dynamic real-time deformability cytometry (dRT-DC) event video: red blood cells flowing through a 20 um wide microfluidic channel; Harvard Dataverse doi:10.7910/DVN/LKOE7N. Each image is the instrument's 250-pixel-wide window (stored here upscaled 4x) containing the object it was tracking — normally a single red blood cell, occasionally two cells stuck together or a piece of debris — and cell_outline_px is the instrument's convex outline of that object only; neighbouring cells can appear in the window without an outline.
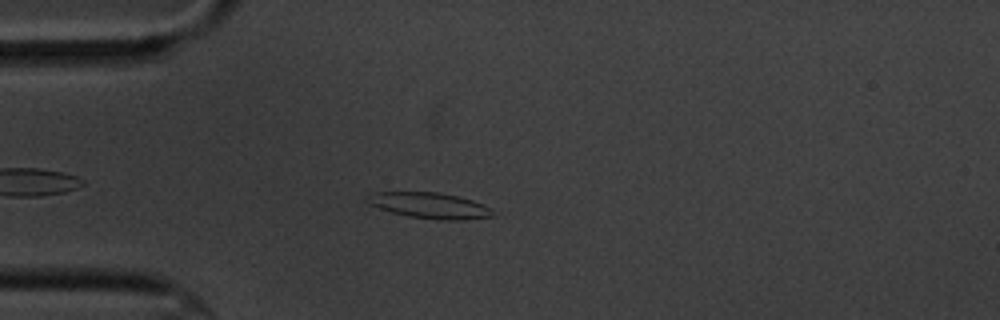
{"species": "common noctule bat (a hibernating species)", "species_latin": "Nyctalus noctula", "temperature_condition": "cold", "stored_images_in_passage": 44, "camera_frame_rate_fps": 3000, "um_per_image_px": 0.085, "animal": {"sex": "male", "body_mass_g": 20.1, "forearm_length_mm": 53.5}, "frame": {"image": 1, "passage_image": 8, "time_ms": 2.333, "image_size_px": [1000, 320], "cell_outline_px": [[496, 216], [464, 220], [444, 220], [408, 216], [392, 212], [368, 204], [368, 196], [372, 192], [440, 192], [472, 200], [492, 208]], "centroid_in_image_um": [36.57, 17.47], "position_along_channel_um": 48.4, "area_um2": 18.84}}
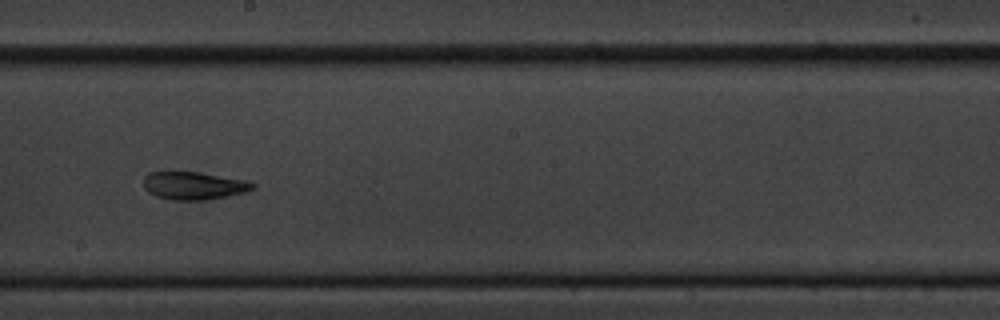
{"frame": {"image": 2, "passage_image": 25, "time_ms": 8.0, "image_size_px": [1000, 320], "cell_outline_px": [[256, 188], [244, 192], [228, 196], [208, 200], [172, 200], [156, 196], [148, 192], [144, 188], [144, 176], [148, 172], [196, 172], [244, 180], [256, 184]], "centroid_in_image_um": [16.45, 15.79], "position_along_channel_um": 231.7, "area_um2": 17.63}}
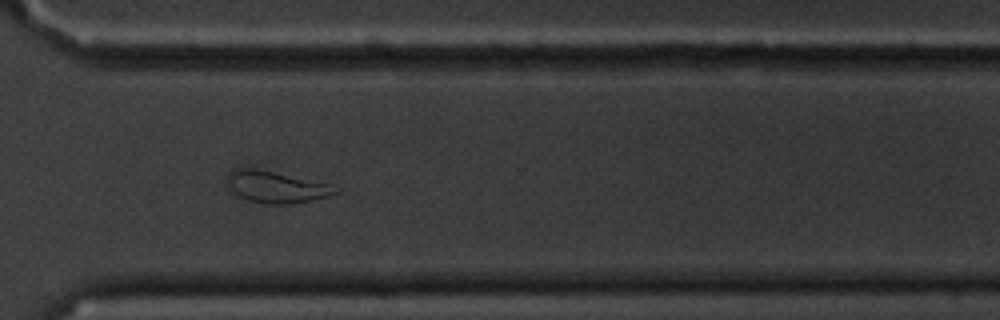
{"frame": {"image": 3, "passage_image": 35, "time_ms": 11.333, "image_size_px": [1000, 320], "cell_outline_px": [[340, 192], [328, 196], [288, 204], [268, 204], [252, 200], [240, 196], [228, 184], [228, 176], [236, 168], [272, 172], [332, 184], [340, 188]], "centroid_in_image_um": [23.58, 15.91], "position_along_channel_um": 347.0, "area_um2": 19.02}, "authors_computed_cell_mechanics": {"area_um2": 17.8891, "velocity_mm_per_s": 3.4561, "shape_relaxation_time_tau1_ms": 4.8073, "shape_relaxation_time_tau2_ms": 6.7724, "deformation_change_tau1": 0.1807, "deformation_change_tau2": 0.1774}}